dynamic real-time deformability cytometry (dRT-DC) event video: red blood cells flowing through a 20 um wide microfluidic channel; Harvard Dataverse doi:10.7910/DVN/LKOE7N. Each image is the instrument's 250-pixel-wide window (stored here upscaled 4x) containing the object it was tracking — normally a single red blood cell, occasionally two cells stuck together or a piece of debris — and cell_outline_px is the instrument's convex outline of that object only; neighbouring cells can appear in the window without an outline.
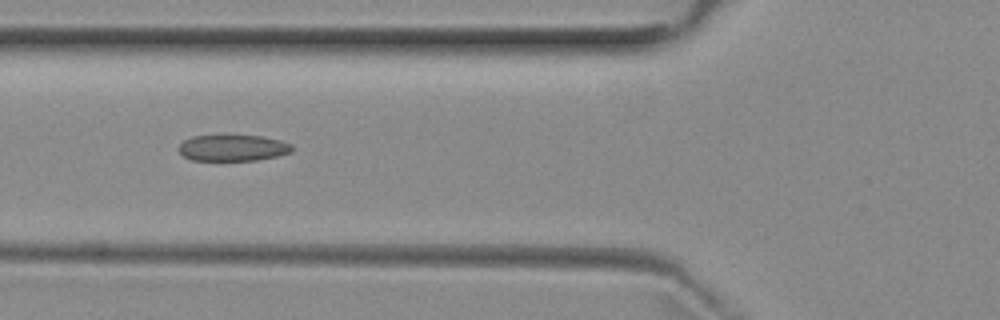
{"species": "common noctule bat (a hibernating species)", "species_latin": "Nyctalus noctula", "temperature_condition": "room temperature", "stored_images_in_passage": 5, "camera_frame_rate_fps": 3000, "um_per_image_px": 0.085, "animal": {"sex": "female", "body_mass_g": 29.2, "forearm_length_mm": 56.3}, "frame": {"image": 1, "passage_image": 5, "time_ms": 4.333, "image_size_px": [1000, 320], "cell_outline_px": [[292, 152], [276, 156], [256, 160], [192, 160], [184, 156], [176, 148], [184, 140], [192, 136], [264, 136], [280, 140], [292, 144]], "centroid_in_image_um": [19.79, 12.57], "position_along_channel_um": 106.0, "area_um2": 17.22}}